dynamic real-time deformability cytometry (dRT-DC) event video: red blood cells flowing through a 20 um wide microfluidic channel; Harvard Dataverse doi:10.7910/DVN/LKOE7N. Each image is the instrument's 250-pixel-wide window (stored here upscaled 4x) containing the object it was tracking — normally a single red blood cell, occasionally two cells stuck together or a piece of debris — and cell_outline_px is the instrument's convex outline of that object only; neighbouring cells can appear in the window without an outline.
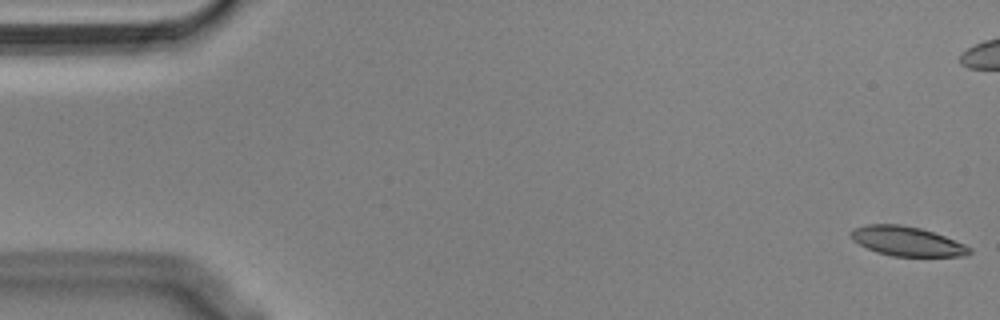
{"species": "Egyptian fruit bat (a non-hibernating species)", "species_latin": "Rousettus aegyptiacus", "temperature_condition": "cold", "stored_images_in_passage": 57, "camera_frame_rate_fps": 3000, "um_per_image_px": 0.085, "animal": {"sex": "male"}, "frame": {"image": 1, "passage_image": 1, "time_ms": 0.0, "image_size_px": [1000, 320], "cell_outline_px": [[972, 252], [968, 256], [892, 256], [876, 252], [852, 240], [852, 232], [856, 228], [864, 224], [900, 224], [920, 228], [944, 236], [964, 244], [972, 248]], "centroid_in_image_um": [77.12, 20.51], "position_along_channel_um": 7.9, "area_um2": 20.17}}
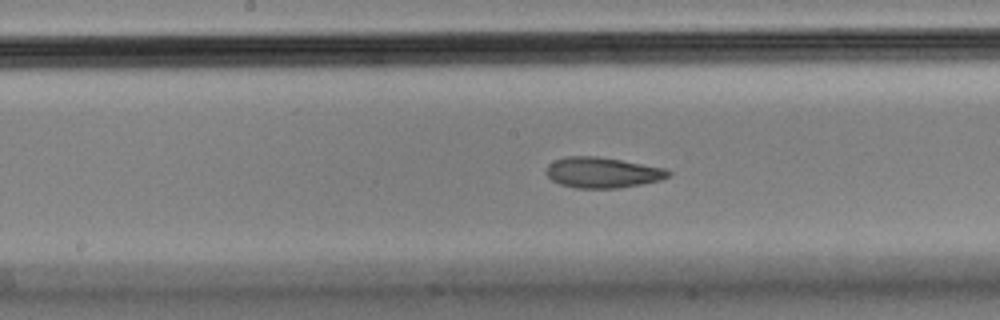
{"frame": {"image": 2, "passage_image": 28, "time_ms": 9.0, "image_size_px": [1000, 320], "cell_outline_px": [[672, 172], [668, 176], [660, 180], [620, 188], [576, 188], [560, 184], [552, 180], [544, 172], [548, 164], [564, 156], [596, 156], [620, 160], [664, 168]], "centroid_in_image_um": [51.16, 14.67], "position_along_channel_um": 197.0, "area_um2": 21.68}}
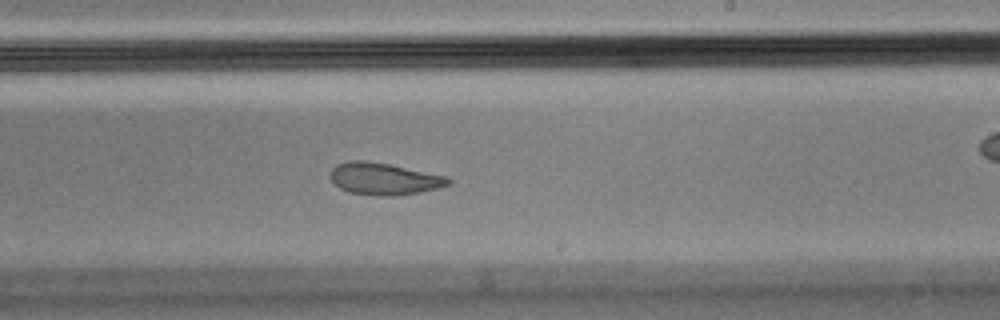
{"frame": {"image": 3, "passage_image": 33, "time_ms": 10.667, "image_size_px": [1000, 320], "cell_outline_px": [[452, 180], [448, 184], [436, 188], [420, 192], [396, 196], [376, 196], [348, 192], [340, 188], [332, 180], [332, 168], [336, 164], [348, 160], [364, 160], [388, 164], [448, 176]], "centroid_in_image_um": [32.64, 15.2], "position_along_channel_um": 256.4, "area_um2": 21.91}, "authors_computed_cell_mechanics": {"area_um2": 22.0796, "velocity_mm_per_s": 3.5749, "shape_relaxation_time_tau1_ms": 9.0925, "shape_relaxation_time_tau2_ms": 2.6994, "deformation_change_tau1": 0.1957, "deformation_change_tau2": 0.0907}}